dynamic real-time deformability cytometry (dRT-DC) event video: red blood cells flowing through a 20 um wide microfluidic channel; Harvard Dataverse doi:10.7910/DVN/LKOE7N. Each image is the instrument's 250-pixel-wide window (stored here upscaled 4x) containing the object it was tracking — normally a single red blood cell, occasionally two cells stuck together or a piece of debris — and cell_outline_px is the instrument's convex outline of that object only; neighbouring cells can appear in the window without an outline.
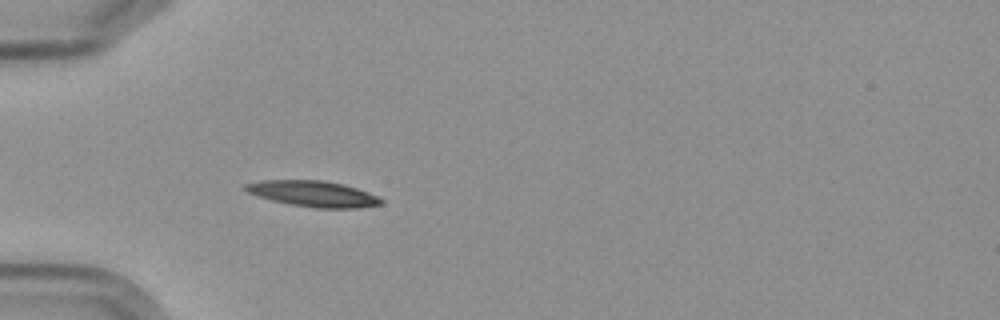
{"species": "Egyptian fruit bat (a non-hibernating species)", "species_latin": "Rousettus aegyptiacus", "temperature_condition": "cold", "stored_images_in_passage": 5, "camera_frame_rate_fps": 3000, "um_per_image_px": 0.085, "frame": {"image": 1, "passage_image": 5, "time_ms": 4.667, "image_size_px": [1000, 320], "cell_outline_px": [[384, 204], [360, 208], [316, 208], [292, 204], [272, 200], [248, 192], [244, 188], [244, 184], [264, 180], [324, 180], [344, 184], [380, 196], [384, 200]], "centroid_in_image_um": [26.71, 16.47], "position_along_channel_um": 58.3, "area_um2": 20.46}}